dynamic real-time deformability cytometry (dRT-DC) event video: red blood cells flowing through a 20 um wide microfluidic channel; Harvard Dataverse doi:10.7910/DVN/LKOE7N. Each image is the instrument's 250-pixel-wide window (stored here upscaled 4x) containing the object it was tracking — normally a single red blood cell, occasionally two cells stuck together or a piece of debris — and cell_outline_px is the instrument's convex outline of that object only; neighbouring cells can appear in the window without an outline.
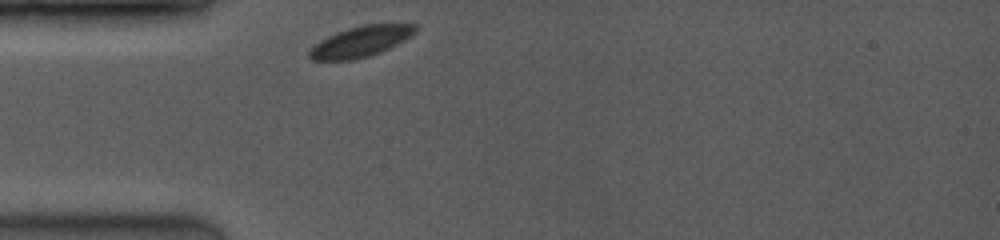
{"species": "common noctule bat (a hibernating species)", "species_latin": "Nyctalus noctula", "temperature_condition": "room temperature", "stored_images_in_passage": 29, "camera_frame_rate_fps": 3500, "um_per_image_px": 0.085, "animal": {"sex": "female", "body_mass_g": 19.0, "forearm_length_mm": 53.3}, "frame": {"image": 1, "passage_image": 1, "time_ms": 0.0, "image_size_px": [1000, 240], "cell_outline_px": [[416, 32], [396, 44], [380, 52], [368, 56], [352, 60], [312, 60], [308, 56], [308, 52], [320, 40], [336, 32], [348, 28], [364, 24], [416, 24]], "centroid_in_image_um": [30.63, 3.53], "position_along_channel_um": 54.4, "area_um2": 18.67}}
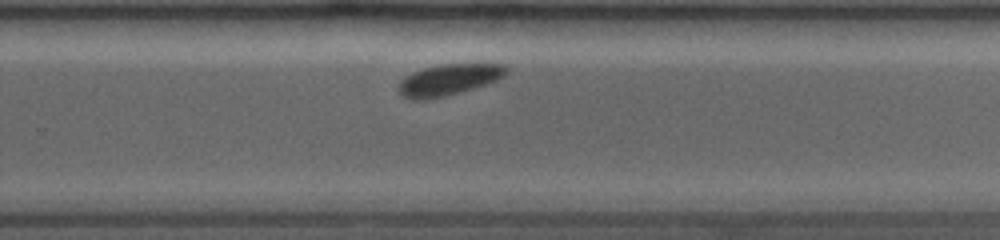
{"frame": {"image": 2, "passage_image": 20, "time_ms": 6.286, "image_size_px": [1000, 240], "cell_outline_px": [[508, 72], [504, 76], [496, 80], [472, 88], [444, 96], [424, 100], [412, 100], [404, 96], [396, 88], [400, 80], [412, 72], [436, 64], [504, 64], [508, 68]], "centroid_in_image_um": [38.1, 6.77], "position_along_channel_um": 291.7, "area_um2": 19.48}}
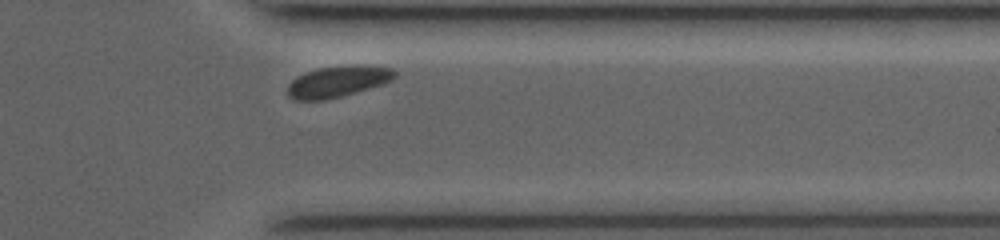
{"frame": {"image": 3, "passage_image": 27, "time_ms": 8.571, "image_size_px": [1000, 240], "cell_outline_px": [[396, 76], [392, 80], [384, 84], [356, 92], [324, 100], [296, 100], [288, 96], [288, 84], [292, 80], [304, 72], [320, 68], [356, 64], [364, 64], [392, 68], [396, 72]], "centroid_in_image_um": [28.74, 6.91], "position_along_channel_um": 382.7, "area_um2": 19.59}}